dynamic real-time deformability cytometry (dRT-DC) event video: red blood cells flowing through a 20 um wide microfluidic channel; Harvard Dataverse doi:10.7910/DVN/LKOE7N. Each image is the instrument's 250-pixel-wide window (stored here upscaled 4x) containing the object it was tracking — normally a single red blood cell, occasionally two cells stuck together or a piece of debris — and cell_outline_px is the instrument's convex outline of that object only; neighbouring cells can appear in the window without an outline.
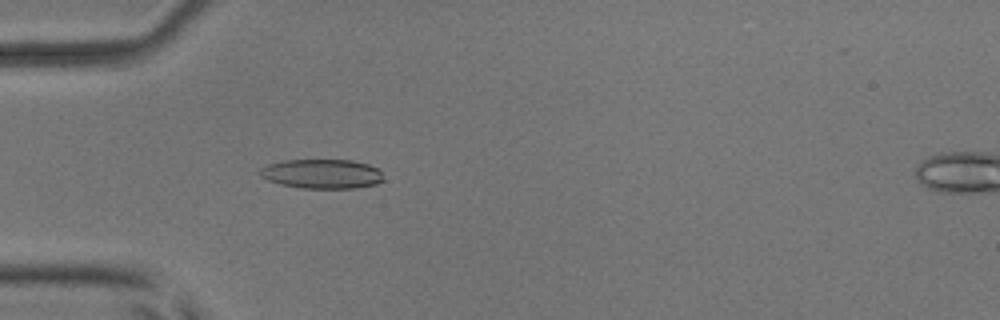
{"species": "common noctule bat (a hibernating species)", "species_latin": "Nyctalus noctula", "temperature_condition": "room temperature", "stored_images_in_passage": 53, "camera_frame_rate_fps": 3000, "um_per_image_px": 0.085, "animal": {"sex": "male", "body_mass_g": 17.9, "forearm_length_mm": 54.2}, "frame": {"image": 1, "passage_image": 17, "time_ms": 5.333, "image_size_px": [1000, 320], "cell_outline_px": [[384, 180], [376, 184], [356, 188], [300, 188], [280, 184], [268, 180], [260, 176], [260, 168], [268, 164], [284, 160], [352, 160], [368, 164], [376, 168], [380, 172]], "centroid_in_image_um": [27.35, 14.78], "position_along_channel_um": 57.6, "area_um2": 21.15}}
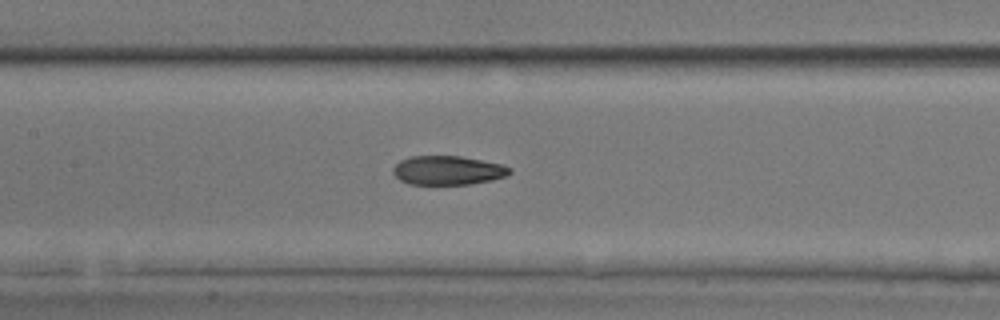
{"frame": {"image": 2, "passage_image": 26, "time_ms": 8.333, "image_size_px": [1000, 320], "cell_outline_px": [[512, 172], [508, 176], [492, 180], [468, 184], [408, 184], [400, 180], [392, 172], [392, 168], [400, 160], [412, 156], [460, 156], [504, 164], [512, 168]], "centroid_in_image_um": [38.1, 14.47], "position_along_channel_um": 169.3, "area_um2": 19.88}}
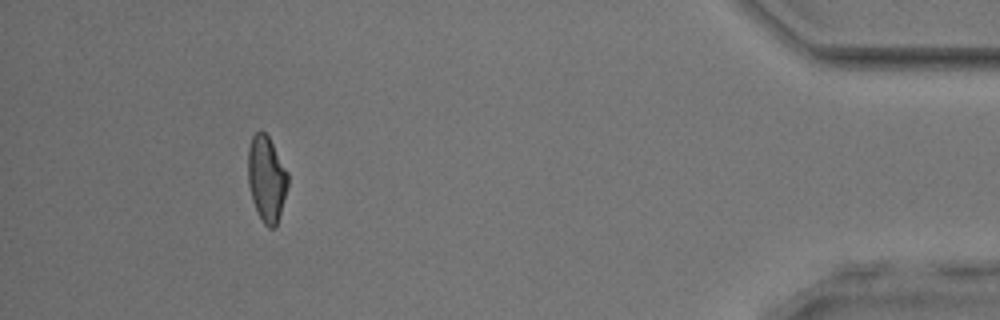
{"frame": {"image": 3, "passage_image": 49, "time_ms": 16.0, "image_size_px": [1000, 320], "cell_outline_px": [[288, 184], [276, 228], [268, 228], [264, 224], [252, 200], [248, 184], [248, 148], [252, 136], [256, 132], [264, 132], [268, 136], [288, 172]], "centroid_in_image_um": [22.65, 15.2], "position_along_channel_um": 412.5, "area_um2": 19.77}, "authors_computed_cell_mechanics": {"area_um2": 20.4612, "velocity_mm_per_s": 3.9438, "shape_relaxation_time_tau1_ms": 7.912, "shape_relaxation_time_tau2_ms": 2.5357, "deformation_change_tau1": 0.2118, "deformation_change_tau2": 0.0984}}